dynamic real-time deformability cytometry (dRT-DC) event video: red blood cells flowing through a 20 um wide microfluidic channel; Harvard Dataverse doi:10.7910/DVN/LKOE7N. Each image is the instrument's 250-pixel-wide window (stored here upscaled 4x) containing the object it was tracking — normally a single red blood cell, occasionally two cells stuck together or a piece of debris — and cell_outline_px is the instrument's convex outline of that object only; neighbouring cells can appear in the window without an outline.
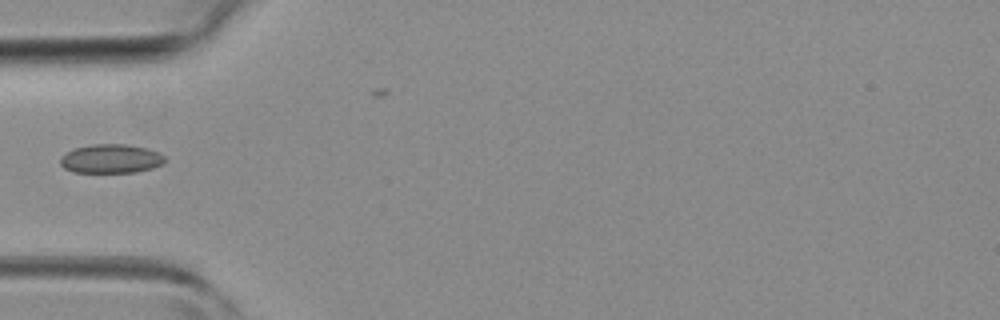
{"species": "common noctule bat (a hibernating species)", "species_latin": "Nyctalus noctula", "temperature_condition": "room temperature", "stored_images_in_passage": 32, "camera_frame_rate_fps": 3000, "um_per_image_px": 0.085, "animal": {"sex": "female", "body_mass_g": 19.3, "forearm_length_mm": 54.1}, "frame": {"image": 1, "passage_image": 1, "time_ms": 0.0, "image_size_px": [1000, 320], "cell_outline_px": [[164, 164], [152, 168], [136, 172], [72, 172], [64, 168], [60, 164], [60, 160], [68, 152], [76, 148], [92, 144], [128, 144], [148, 148], [160, 152], [164, 156]], "centroid_in_image_um": [9.48, 13.49], "position_along_channel_um": 75.5, "area_um2": 17.63}}
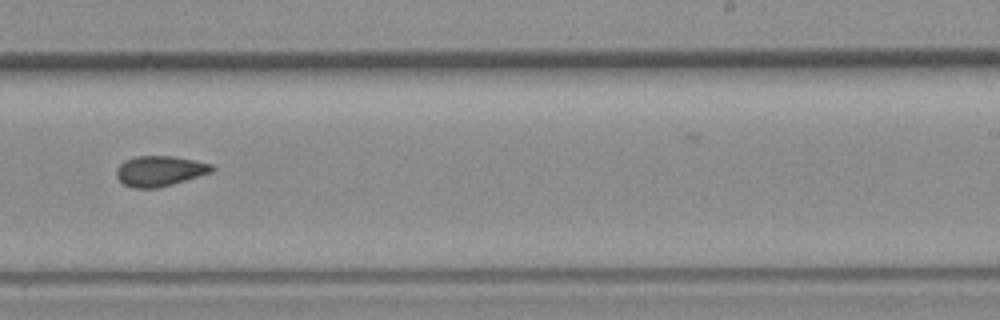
{"frame": {"image": 2, "passage_image": 14, "time_ms": 4.333, "image_size_px": [1000, 320], "cell_outline_px": [[216, 168], [212, 172], [160, 188], [132, 188], [124, 184], [116, 176], [116, 168], [124, 160], [136, 156], [172, 156], [212, 164]], "centroid_in_image_um": [13.57, 14.54], "position_along_channel_um": 275.4, "area_um2": 16.94}}
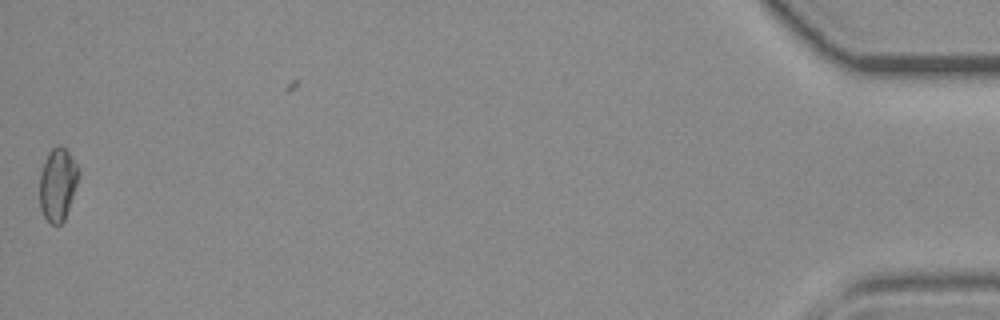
{"frame": {"image": 3, "passage_image": 31, "time_ms": 10.0, "image_size_px": [1000, 320], "cell_outline_px": [[80, 176], [64, 220], [60, 224], [52, 224], [44, 216], [40, 208], [40, 172], [48, 152], [52, 148], [60, 144], [68, 152], [76, 164], [80, 172]], "centroid_in_image_um": [4.9, 15.65], "position_along_channel_um": 430.3, "area_um2": 16.42}}